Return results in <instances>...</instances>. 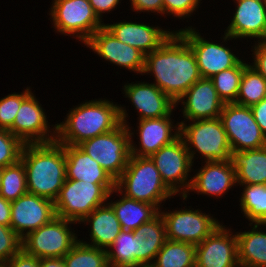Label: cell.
<instances>
[{
  "mask_svg": "<svg viewBox=\"0 0 266 267\" xmlns=\"http://www.w3.org/2000/svg\"><path fill=\"white\" fill-rule=\"evenodd\" d=\"M150 72L155 76L154 84L175 103L202 78L193 50L178 32L145 55L143 73Z\"/></svg>",
  "mask_w": 266,
  "mask_h": 267,
  "instance_id": "1",
  "label": "cell"
},
{
  "mask_svg": "<svg viewBox=\"0 0 266 267\" xmlns=\"http://www.w3.org/2000/svg\"><path fill=\"white\" fill-rule=\"evenodd\" d=\"M20 160L26 172L27 192L55 200L66 180V157L63 144H24Z\"/></svg>",
  "mask_w": 266,
  "mask_h": 267,
  "instance_id": "2",
  "label": "cell"
},
{
  "mask_svg": "<svg viewBox=\"0 0 266 267\" xmlns=\"http://www.w3.org/2000/svg\"><path fill=\"white\" fill-rule=\"evenodd\" d=\"M126 115L125 109L105 99L85 102L71 110L65 122L55 125L56 141L78 145L126 124Z\"/></svg>",
  "mask_w": 266,
  "mask_h": 267,
  "instance_id": "3",
  "label": "cell"
},
{
  "mask_svg": "<svg viewBox=\"0 0 266 267\" xmlns=\"http://www.w3.org/2000/svg\"><path fill=\"white\" fill-rule=\"evenodd\" d=\"M137 201L154 205L158 210L163 200L174 193L165 185L161 175L150 157L131 155L127 167L116 180V188L122 194Z\"/></svg>",
  "mask_w": 266,
  "mask_h": 267,
  "instance_id": "4",
  "label": "cell"
},
{
  "mask_svg": "<svg viewBox=\"0 0 266 267\" xmlns=\"http://www.w3.org/2000/svg\"><path fill=\"white\" fill-rule=\"evenodd\" d=\"M116 183H91L66 179L54 200L56 216L81 222L115 192Z\"/></svg>",
  "mask_w": 266,
  "mask_h": 267,
  "instance_id": "5",
  "label": "cell"
},
{
  "mask_svg": "<svg viewBox=\"0 0 266 267\" xmlns=\"http://www.w3.org/2000/svg\"><path fill=\"white\" fill-rule=\"evenodd\" d=\"M132 134L127 124H121L118 128L84 140L77 146L98 162L116 181L130 159Z\"/></svg>",
  "mask_w": 266,
  "mask_h": 267,
  "instance_id": "6",
  "label": "cell"
},
{
  "mask_svg": "<svg viewBox=\"0 0 266 267\" xmlns=\"http://www.w3.org/2000/svg\"><path fill=\"white\" fill-rule=\"evenodd\" d=\"M74 221L56 216L22 238V249L38 259L62 258L79 241L68 227Z\"/></svg>",
  "mask_w": 266,
  "mask_h": 267,
  "instance_id": "7",
  "label": "cell"
},
{
  "mask_svg": "<svg viewBox=\"0 0 266 267\" xmlns=\"http://www.w3.org/2000/svg\"><path fill=\"white\" fill-rule=\"evenodd\" d=\"M179 135L201 153L206 161H231V146L223 123L218 118L194 120L179 124Z\"/></svg>",
  "mask_w": 266,
  "mask_h": 267,
  "instance_id": "8",
  "label": "cell"
},
{
  "mask_svg": "<svg viewBox=\"0 0 266 267\" xmlns=\"http://www.w3.org/2000/svg\"><path fill=\"white\" fill-rule=\"evenodd\" d=\"M188 146V143H184L183 138L179 136L171 144L163 146L150 156L163 182L174 194L182 190L179 187L183 184L181 185V188L184 187L183 189H185L181 193L183 199L188 197L187 193L191 185V180H188V182L186 180L195 154V151L190 150L192 147ZM177 184L180 185L178 186Z\"/></svg>",
  "mask_w": 266,
  "mask_h": 267,
  "instance_id": "9",
  "label": "cell"
},
{
  "mask_svg": "<svg viewBox=\"0 0 266 267\" xmlns=\"http://www.w3.org/2000/svg\"><path fill=\"white\" fill-rule=\"evenodd\" d=\"M51 17L58 32L77 33L84 44L105 25L101 24L102 19L95 14L89 0H54Z\"/></svg>",
  "mask_w": 266,
  "mask_h": 267,
  "instance_id": "10",
  "label": "cell"
},
{
  "mask_svg": "<svg viewBox=\"0 0 266 267\" xmlns=\"http://www.w3.org/2000/svg\"><path fill=\"white\" fill-rule=\"evenodd\" d=\"M231 151L257 149L266 146V137L248 106L225 103L220 114Z\"/></svg>",
  "mask_w": 266,
  "mask_h": 267,
  "instance_id": "11",
  "label": "cell"
},
{
  "mask_svg": "<svg viewBox=\"0 0 266 267\" xmlns=\"http://www.w3.org/2000/svg\"><path fill=\"white\" fill-rule=\"evenodd\" d=\"M165 222L167 240L200 244L218 226L219 222L198 210H178L160 213Z\"/></svg>",
  "mask_w": 266,
  "mask_h": 267,
  "instance_id": "12",
  "label": "cell"
},
{
  "mask_svg": "<svg viewBox=\"0 0 266 267\" xmlns=\"http://www.w3.org/2000/svg\"><path fill=\"white\" fill-rule=\"evenodd\" d=\"M55 217L53 200L27 192L11 202L10 227L21 239L31 231L49 223ZM24 230L27 232L25 233Z\"/></svg>",
  "mask_w": 266,
  "mask_h": 267,
  "instance_id": "13",
  "label": "cell"
},
{
  "mask_svg": "<svg viewBox=\"0 0 266 267\" xmlns=\"http://www.w3.org/2000/svg\"><path fill=\"white\" fill-rule=\"evenodd\" d=\"M229 233L220 225L197 244L195 267H239L237 236Z\"/></svg>",
  "mask_w": 266,
  "mask_h": 267,
  "instance_id": "14",
  "label": "cell"
},
{
  "mask_svg": "<svg viewBox=\"0 0 266 267\" xmlns=\"http://www.w3.org/2000/svg\"><path fill=\"white\" fill-rule=\"evenodd\" d=\"M189 29L179 30V34L193 50L202 78H211L223 70L234 67L238 59L229 48L204 40L198 32Z\"/></svg>",
  "mask_w": 266,
  "mask_h": 267,
  "instance_id": "15",
  "label": "cell"
},
{
  "mask_svg": "<svg viewBox=\"0 0 266 267\" xmlns=\"http://www.w3.org/2000/svg\"><path fill=\"white\" fill-rule=\"evenodd\" d=\"M86 44L100 57L129 70L143 73L145 54L120 42L105 26L98 29Z\"/></svg>",
  "mask_w": 266,
  "mask_h": 267,
  "instance_id": "16",
  "label": "cell"
},
{
  "mask_svg": "<svg viewBox=\"0 0 266 267\" xmlns=\"http://www.w3.org/2000/svg\"><path fill=\"white\" fill-rule=\"evenodd\" d=\"M47 122L42 107L31 93L21 103L13 125L8 130L24 144L49 143L55 141L56 136L54 137L53 133L50 137L47 135Z\"/></svg>",
  "mask_w": 266,
  "mask_h": 267,
  "instance_id": "17",
  "label": "cell"
},
{
  "mask_svg": "<svg viewBox=\"0 0 266 267\" xmlns=\"http://www.w3.org/2000/svg\"><path fill=\"white\" fill-rule=\"evenodd\" d=\"M186 97L183 115L189 120L213 119L220 117L225 103L219 97L213 81L201 78L195 82L176 102Z\"/></svg>",
  "mask_w": 266,
  "mask_h": 267,
  "instance_id": "18",
  "label": "cell"
},
{
  "mask_svg": "<svg viewBox=\"0 0 266 267\" xmlns=\"http://www.w3.org/2000/svg\"><path fill=\"white\" fill-rule=\"evenodd\" d=\"M237 9L225 33L227 38L256 37L266 40V3L263 0H236Z\"/></svg>",
  "mask_w": 266,
  "mask_h": 267,
  "instance_id": "19",
  "label": "cell"
},
{
  "mask_svg": "<svg viewBox=\"0 0 266 267\" xmlns=\"http://www.w3.org/2000/svg\"><path fill=\"white\" fill-rule=\"evenodd\" d=\"M126 96L140 112V120L170 116L176 103L155 84L137 83L124 86Z\"/></svg>",
  "mask_w": 266,
  "mask_h": 267,
  "instance_id": "20",
  "label": "cell"
},
{
  "mask_svg": "<svg viewBox=\"0 0 266 267\" xmlns=\"http://www.w3.org/2000/svg\"><path fill=\"white\" fill-rule=\"evenodd\" d=\"M122 43L139 49L145 55L158 49L173 33L140 23L119 22L104 25Z\"/></svg>",
  "mask_w": 266,
  "mask_h": 267,
  "instance_id": "21",
  "label": "cell"
},
{
  "mask_svg": "<svg viewBox=\"0 0 266 267\" xmlns=\"http://www.w3.org/2000/svg\"><path fill=\"white\" fill-rule=\"evenodd\" d=\"M166 240L165 222L159 212L134 231V267L151 266Z\"/></svg>",
  "mask_w": 266,
  "mask_h": 267,
  "instance_id": "22",
  "label": "cell"
},
{
  "mask_svg": "<svg viewBox=\"0 0 266 267\" xmlns=\"http://www.w3.org/2000/svg\"><path fill=\"white\" fill-rule=\"evenodd\" d=\"M169 118L170 116H164L161 118L139 120L138 128L141 148L135 149L134 145L130 143L131 155L150 157L163 146L169 145L176 140L180 136L179 124L176 129L177 132L172 135L173 125Z\"/></svg>",
  "mask_w": 266,
  "mask_h": 267,
  "instance_id": "23",
  "label": "cell"
},
{
  "mask_svg": "<svg viewBox=\"0 0 266 267\" xmlns=\"http://www.w3.org/2000/svg\"><path fill=\"white\" fill-rule=\"evenodd\" d=\"M206 165L193 177L189 190L221 196L236 181L231 161H205Z\"/></svg>",
  "mask_w": 266,
  "mask_h": 267,
  "instance_id": "24",
  "label": "cell"
},
{
  "mask_svg": "<svg viewBox=\"0 0 266 267\" xmlns=\"http://www.w3.org/2000/svg\"><path fill=\"white\" fill-rule=\"evenodd\" d=\"M66 157V179L91 183H116L98 162L77 145L63 144Z\"/></svg>",
  "mask_w": 266,
  "mask_h": 267,
  "instance_id": "25",
  "label": "cell"
},
{
  "mask_svg": "<svg viewBox=\"0 0 266 267\" xmlns=\"http://www.w3.org/2000/svg\"><path fill=\"white\" fill-rule=\"evenodd\" d=\"M236 181L247 185H266V146L231 153Z\"/></svg>",
  "mask_w": 266,
  "mask_h": 267,
  "instance_id": "26",
  "label": "cell"
},
{
  "mask_svg": "<svg viewBox=\"0 0 266 267\" xmlns=\"http://www.w3.org/2000/svg\"><path fill=\"white\" fill-rule=\"evenodd\" d=\"M91 222V240L92 243L83 244L103 248H107L114 242L115 238L122 231L120 222L110 204L101 205L95 208L89 215H87L81 222Z\"/></svg>",
  "mask_w": 266,
  "mask_h": 267,
  "instance_id": "27",
  "label": "cell"
},
{
  "mask_svg": "<svg viewBox=\"0 0 266 267\" xmlns=\"http://www.w3.org/2000/svg\"><path fill=\"white\" fill-rule=\"evenodd\" d=\"M118 218L122 230L135 231L143 223L149 222L160 211L152 204L123 196L117 202L109 203Z\"/></svg>",
  "mask_w": 266,
  "mask_h": 267,
  "instance_id": "28",
  "label": "cell"
},
{
  "mask_svg": "<svg viewBox=\"0 0 266 267\" xmlns=\"http://www.w3.org/2000/svg\"><path fill=\"white\" fill-rule=\"evenodd\" d=\"M259 225L266 226L255 223L252 231L236 234L240 267H266V233L258 231Z\"/></svg>",
  "mask_w": 266,
  "mask_h": 267,
  "instance_id": "29",
  "label": "cell"
},
{
  "mask_svg": "<svg viewBox=\"0 0 266 267\" xmlns=\"http://www.w3.org/2000/svg\"><path fill=\"white\" fill-rule=\"evenodd\" d=\"M196 245L166 240L150 267H195Z\"/></svg>",
  "mask_w": 266,
  "mask_h": 267,
  "instance_id": "30",
  "label": "cell"
},
{
  "mask_svg": "<svg viewBox=\"0 0 266 267\" xmlns=\"http://www.w3.org/2000/svg\"><path fill=\"white\" fill-rule=\"evenodd\" d=\"M266 97V79L251 65L244 68L239 93L234 103L252 106Z\"/></svg>",
  "mask_w": 266,
  "mask_h": 267,
  "instance_id": "31",
  "label": "cell"
},
{
  "mask_svg": "<svg viewBox=\"0 0 266 267\" xmlns=\"http://www.w3.org/2000/svg\"><path fill=\"white\" fill-rule=\"evenodd\" d=\"M64 267H110L107 251L78 241L63 257Z\"/></svg>",
  "mask_w": 266,
  "mask_h": 267,
  "instance_id": "32",
  "label": "cell"
},
{
  "mask_svg": "<svg viewBox=\"0 0 266 267\" xmlns=\"http://www.w3.org/2000/svg\"><path fill=\"white\" fill-rule=\"evenodd\" d=\"M240 203L244 215L256 224H266V185H247Z\"/></svg>",
  "mask_w": 266,
  "mask_h": 267,
  "instance_id": "33",
  "label": "cell"
},
{
  "mask_svg": "<svg viewBox=\"0 0 266 267\" xmlns=\"http://www.w3.org/2000/svg\"><path fill=\"white\" fill-rule=\"evenodd\" d=\"M27 193L26 172L19 160L16 164L2 168L0 195L12 202Z\"/></svg>",
  "mask_w": 266,
  "mask_h": 267,
  "instance_id": "34",
  "label": "cell"
},
{
  "mask_svg": "<svg viewBox=\"0 0 266 267\" xmlns=\"http://www.w3.org/2000/svg\"><path fill=\"white\" fill-rule=\"evenodd\" d=\"M246 65V63L240 60L234 67L223 70L210 78L224 103H233L236 101Z\"/></svg>",
  "mask_w": 266,
  "mask_h": 267,
  "instance_id": "35",
  "label": "cell"
},
{
  "mask_svg": "<svg viewBox=\"0 0 266 267\" xmlns=\"http://www.w3.org/2000/svg\"><path fill=\"white\" fill-rule=\"evenodd\" d=\"M106 250L110 267H134V231L122 230Z\"/></svg>",
  "mask_w": 266,
  "mask_h": 267,
  "instance_id": "36",
  "label": "cell"
},
{
  "mask_svg": "<svg viewBox=\"0 0 266 267\" xmlns=\"http://www.w3.org/2000/svg\"><path fill=\"white\" fill-rule=\"evenodd\" d=\"M24 143L9 130L0 128V168L16 164Z\"/></svg>",
  "mask_w": 266,
  "mask_h": 267,
  "instance_id": "37",
  "label": "cell"
},
{
  "mask_svg": "<svg viewBox=\"0 0 266 267\" xmlns=\"http://www.w3.org/2000/svg\"><path fill=\"white\" fill-rule=\"evenodd\" d=\"M31 94L27 88L23 94H11L0 99V128L9 129L16 118L21 103Z\"/></svg>",
  "mask_w": 266,
  "mask_h": 267,
  "instance_id": "38",
  "label": "cell"
},
{
  "mask_svg": "<svg viewBox=\"0 0 266 267\" xmlns=\"http://www.w3.org/2000/svg\"><path fill=\"white\" fill-rule=\"evenodd\" d=\"M22 249V239L10 226L0 224V264H6Z\"/></svg>",
  "mask_w": 266,
  "mask_h": 267,
  "instance_id": "39",
  "label": "cell"
},
{
  "mask_svg": "<svg viewBox=\"0 0 266 267\" xmlns=\"http://www.w3.org/2000/svg\"><path fill=\"white\" fill-rule=\"evenodd\" d=\"M200 0H163V14L165 12L177 17H186L193 12Z\"/></svg>",
  "mask_w": 266,
  "mask_h": 267,
  "instance_id": "40",
  "label": "cell"
},
{
  "mask_svg": "<svg viewBox=\"0 0 266 267\" xmlns=\"http://www.w3.org/2000/svg\"><path fill=\"white\" fill-rule=\"evenodd\" d=\"M5 265L6 267H39V259L21 249Z\"/></svg>",
  "mask_w": 266,
  "mask_h": 267,
  "instance_id": "41",
  "label": "cell"
},
{
  "mask_svg": "<svg viewBox=\"0 0 266 267\" xmlns=\"http://www.w3.org/2000/svg\"><path fill=\"white\" fill-rule=\"evenodd\" d=\"M254 47V65L255 68L266 79V40H261Z\"/></svg>",
  "mask_w": 266,
  "mask_h": 267,
  "instance_id": "42",
  "label": "cell"
},
{
  "mask_svg": "<svg viewBox=\"0 0 266 267\" xmlns=\"http://www.w3.org/2000/svg\"><path fill=\"white\" fill-rule=\"evenodd\" d=\"M254 119L259 125L262 134L266 137V97L259 103L250 106Z\"/></svg>",
  "mask_w": 266,
  "mask_h": 267,
  "instance_id": "43",
  "label": "cell"
},
{
  "mask_svg": "<svg viewBox=\"0 0 266 267\" xmlns=\"http://www.w3.org/2000/svg\"><path fill=\"white\" fill-rule=\"evenodd\" d=\"M134 10L163 13V0H131Z\"/></svg>",
  "mask_w": 266,
  "mask_h": 267,
  "instance_id": "44",
  "label": "cell"
},
{
  "mask_svg": "<svg viewBox=\"0 0 266 267\" xmlns=\"http://www.w3.org/2000/svg\"><path fill=\"white\" fill-rule=\"evenodd\" d=\"M95 14L100 19L101 13L111 11L120 0H89Z\"/></svg>",
  "mask_w": 266,
  "mask_h": 267,
  "instance_id": "45",
  "label": "cell"
},
{
  "mask_svg": "<svg viewBox=\"0 0 266 267\" xmlns=\"http://www.w3.org/2000/svg\"><path fill=\"white\" fill-rule=\"evenodd\" d=\"M11 202L0 195V224L10 226Z\"/></svg>",
  "mask_w": 266,
  "mask_h": 267,
  "instance_id": "46",
  "label": "cell"
},
{
  "mask_svg": "<svg viewBox=\"0 0 266 267\" xmlns=\"http://www.w3.org/2000/svg\"><path fill=\"white\" fill-rule=\"evenodd\" d=\"M39 267H64V259L62 258H42L39 259Z\"/></svg>",
  "mask_w": 266,
  "mask_h": 267,
  "instance_id": "47",
  "label": "cell"
},
{
  "mask_svg": "<svg viewBox=\"0 0 266 267\" xmlns=\"http://www.w3.org/2000/svg\"><path fill=\"white\" fill-rule=\"evenodd\" d=\"M1 174H2V169L0 168V184H1Z\"/></svg>",
  "mask_w": 266,
  "mask_h": 267,
  "instance_id": "48",
  "label": "cell"
},
{
  "mask_svg": "<svg viewBox=\"0 0 266 267\" xmlns=\"http://www.w3.org/2000/svg\"><path fill=\"white\" fill-rule=\"evenodd\" d=\"M0 267H6V265L5 264H0Z\"/></svg>",
  "mask_w": 266,
  "mask_h": 267,
  "instance_id": "49",
  "label": "cell"
}]
</instances>
